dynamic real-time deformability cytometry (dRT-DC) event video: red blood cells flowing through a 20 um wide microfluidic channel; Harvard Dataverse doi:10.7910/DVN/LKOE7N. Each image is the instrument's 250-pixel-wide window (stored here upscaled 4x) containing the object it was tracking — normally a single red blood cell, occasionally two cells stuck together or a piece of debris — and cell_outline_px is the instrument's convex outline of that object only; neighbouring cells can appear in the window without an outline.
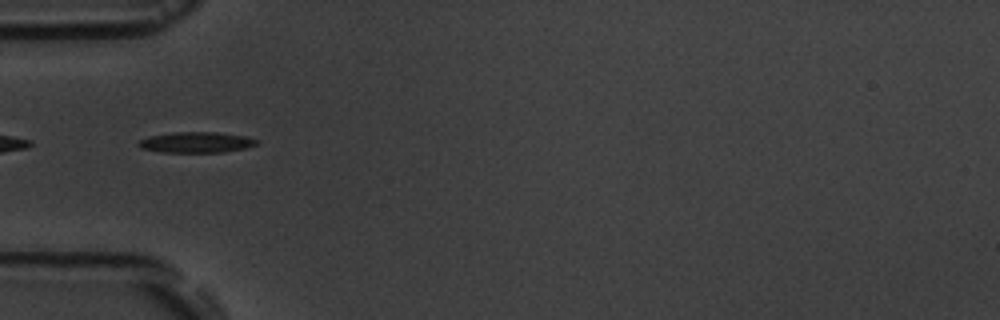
{"species": "common noctule bat (a hibernating species)", "species_latin": "Nyctalus noctula", "temperature_condition": "room temperature", "stored_images_in_passage": 4, "camera_frame_rate_fps": 3000, "um_per_image_px": 0.085, "animal": {"sex": "male", "body_mass_g": 19.5, "forearm_length_mm": 54.6}, "frame": {"image": 1, "passage_image": 1, "time_ms": 0.0, "image_size_px": [1000, 320], "cell_outline_px": [[260, 144], [244, 148], [224, 152], [160, 152], [140, 148], [136, 144], [140, 140], [148, 136], [172, 132], [216, 132], [244, 136], [260, 140]], "centroid_in_image_um": [16.68, 12.09], "position_along_channel_um": 68.3, "area_um2": 14.39}}
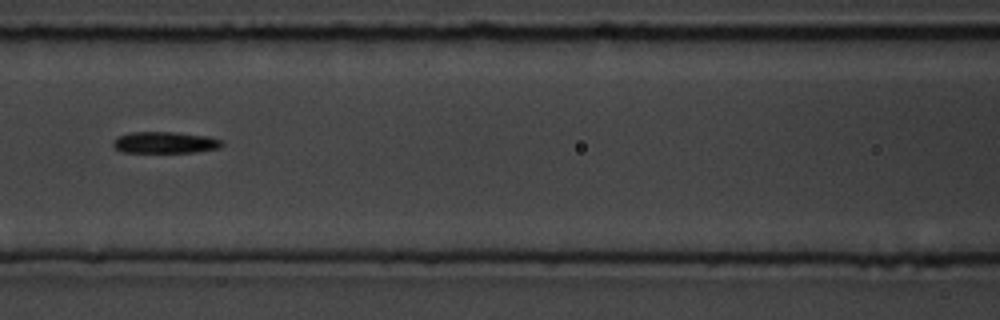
{"frame": {"image": 2, "passage_image": 3, "time_ms": 2.333, "image_size_px": [1000, 320], "cell_outline_px": [[224, 144], [220, 148], [196, 152], [120, 152], [112, 144], [112, 140], [120, 136], [132, 132], [176, 132], [208, 136], [224, 140]], "centroid_in_image_um": [14.07, 12.11], "position_along_channel_um": 152.5, "area_um2": 13.76}}
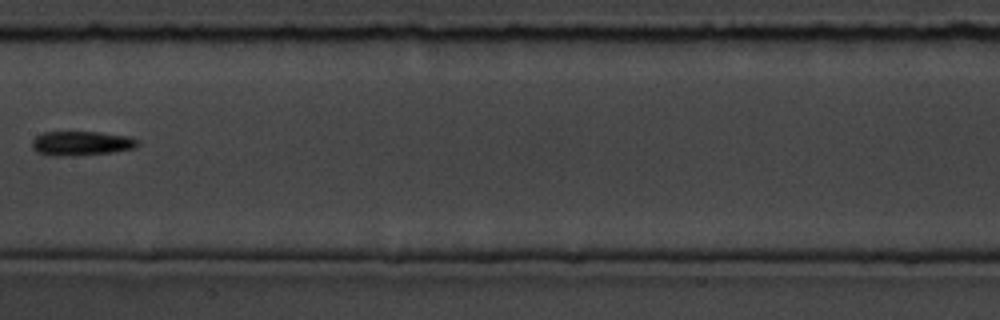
{"frame": {"image": 3, "passage_image": 4, "time_ms": 3.667, "image_size_px": [1000, 320], "cell_outline_px": [[140, 144], [132, 148], [112, 152], [72, 156], [48, 156], [36, 152], [32, 148], [32, 140], [40, 132], [100, 132], [132, 136]], "centroid_in_image_um": [6.87, 12.18], "position_along_channel_um": 200.5, "area_um2": 15.2}}